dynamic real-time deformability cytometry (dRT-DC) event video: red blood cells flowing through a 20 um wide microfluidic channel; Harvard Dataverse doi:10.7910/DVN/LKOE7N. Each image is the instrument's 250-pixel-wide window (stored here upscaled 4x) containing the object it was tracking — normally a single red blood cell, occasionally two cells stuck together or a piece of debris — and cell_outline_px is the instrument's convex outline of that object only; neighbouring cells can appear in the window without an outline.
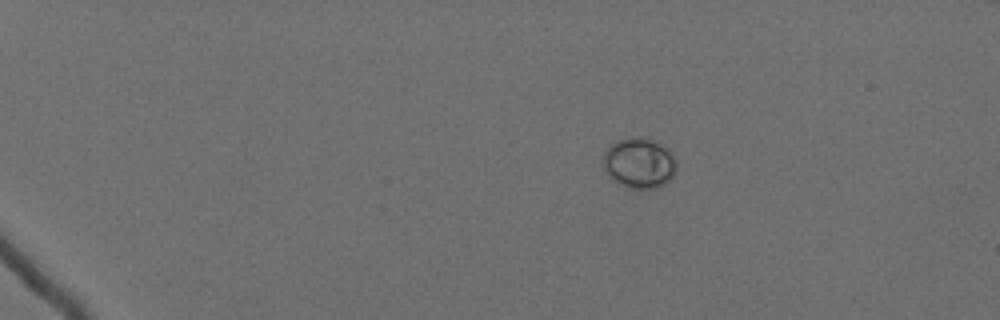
{"species": "Egyptian fruit bat (a non-hibernating species)", "species_latin": "Rousettus aegyptiacus", "temperature_condition": "cold", "stored_images_in_passage": 43, "camera_frame_rate_fps": 3000, "um_per_image_px": 0.085, "animal": {"sex": "female"}, "frame": {"image": 1, "passage_image": 1, "time_ms": 0.0, "image_size_px": [1000, 320], "cell_outline_px": [[676, 172], [672, 180], [656, 188], [628, 188], [616, 184], [604, 172], [600, 160], [604, 152], [616, 140], [632, 136], [640, 136], [656, 140], [668, 148], [672, 152], [676, 160]], "centroid_in_image_um": [54.31, 13.85], "position_along_channel_um": 30.7, "area_um2": 22.48}}
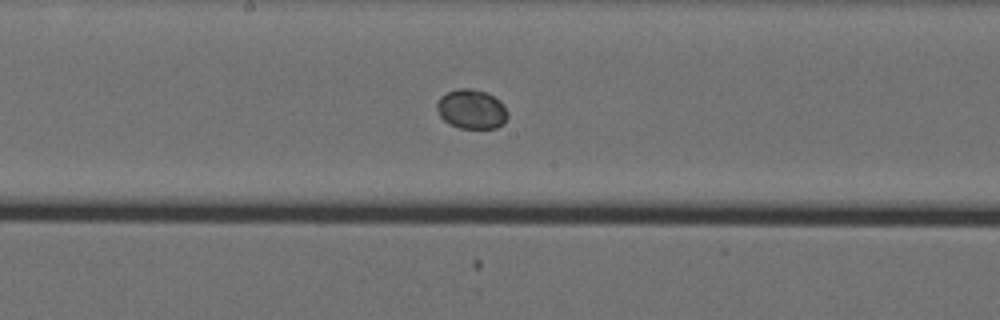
{"frame": {"image": 2, "passage_image": 25, "time_ms": 8.0, "image_size_px": [1000, 320], "cell_outline_px": [[508, 116], [504, 124], [496, 128], [460, 128], [448, 124], [440, 116], [436, 108], [436, 104], [440, 96], [456, 88], [472, 88], [484, 92], [500, 100], [508, 112]], "centroid_in_image_um": [40.07, 9.28], "position_along_channel_um": 208.1, "area_um2": 16.42}}
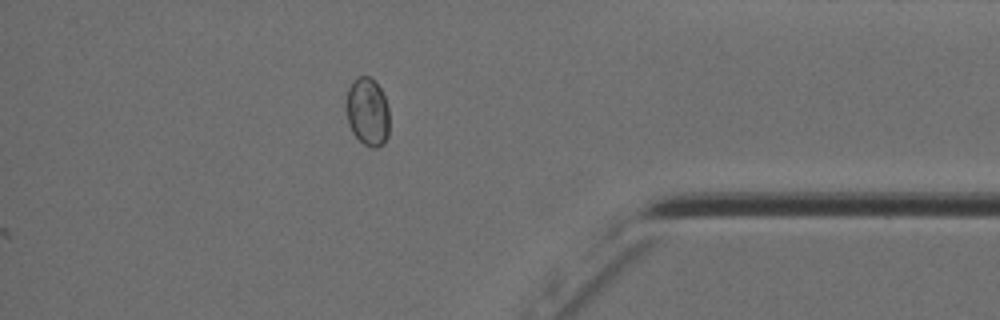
{"frame": {"image": 3, "passage_image": 43, "time_ms": 14.0, "image_size_px": [1000, 320], "cell_outline_px": [[388, 136], [384, 144], [376, 148], [372, 148], [364, 144], [352, 132], [348, 124], [344, 108], [344, 104], [348, 88], [352, 80], [356, 76], [368, 76], [380, 88], [384, 96], [388, 108]], "centroid_in_image_um": [31.2, 9.5], "position_along_channel_um": 404.0, "area_um2": 17.46}}